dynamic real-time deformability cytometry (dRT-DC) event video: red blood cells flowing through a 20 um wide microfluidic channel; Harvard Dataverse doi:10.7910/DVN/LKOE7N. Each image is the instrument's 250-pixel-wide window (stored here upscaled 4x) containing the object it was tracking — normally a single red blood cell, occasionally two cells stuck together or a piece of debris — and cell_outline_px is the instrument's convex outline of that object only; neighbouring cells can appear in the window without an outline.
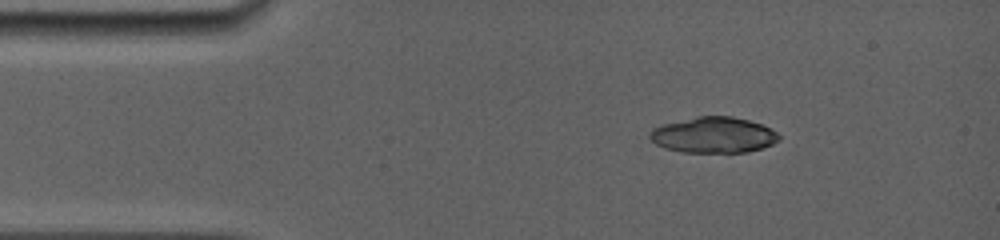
{"species": "common noctule bat (a hibernating species)", "species_latin": "Nyctalus noctula", "temperature_condition": "room temperature", "stored_images_in_passage": 5, "camera_frame_rate_fps": 5000, "um_per_image_px": 0.085, "animal": {"sex": "female", "body_mass_g": 19.0, "forearm_length_mm": 56.7}, "frame": {"image": 1, "passage_image": 1, "time_ms": 0.0, "image_size_px": [1000, 240], "cell_outline_px": [[780, 140], [764, 148], [748, 152], [684, 152], [664, 148], [656, 144], [648, 136], [648, 132], [652, 128], [664, 124], [696, 116], [732, 116], [748, 120], [760, 124], [776, 132], [780, 136]], "centroid_in_image_um": [60.64, 11.48], "position_along_channel_um": 24.4, "area_um2": 26.99}}